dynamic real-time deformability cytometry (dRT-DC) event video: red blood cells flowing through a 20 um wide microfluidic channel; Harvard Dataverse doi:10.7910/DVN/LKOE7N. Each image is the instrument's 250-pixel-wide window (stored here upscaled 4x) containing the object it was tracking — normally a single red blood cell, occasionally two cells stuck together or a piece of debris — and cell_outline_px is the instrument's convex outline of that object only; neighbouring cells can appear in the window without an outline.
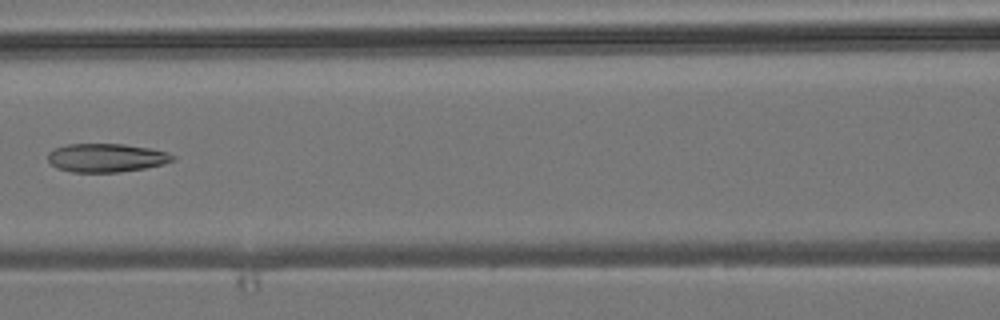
{"species": "common noctule bat (a hibernating species)", "species_latin": "Nyctalus noctula", "temperature_condition": "room temperature", "stored_images_in_passage": 7, "camera_frame_rate_fps": 3000, "um_per_image_px": 0.085, "animal": {"sex": "male", "body_mass_g": 19.2, "forearm_length_mm": 51.8}, "frame": {"image": 1, "passage_image": 7, "time_ms": 7.0, "image_size_px": [1000, 320], "cell_outline_px": [[176, 160], [164, 164], [144, 168], [120, 172], [72, 172], [56, 168], [48, 160], [48, 152], [56, 148], [68, 144], [124, 144], [152, 148], [168, 152], [176, 156]], "centroid_in_image_um": [9.08, 13.41], "position_along_channel_um": 157.5, "area_um2": 20.92}}